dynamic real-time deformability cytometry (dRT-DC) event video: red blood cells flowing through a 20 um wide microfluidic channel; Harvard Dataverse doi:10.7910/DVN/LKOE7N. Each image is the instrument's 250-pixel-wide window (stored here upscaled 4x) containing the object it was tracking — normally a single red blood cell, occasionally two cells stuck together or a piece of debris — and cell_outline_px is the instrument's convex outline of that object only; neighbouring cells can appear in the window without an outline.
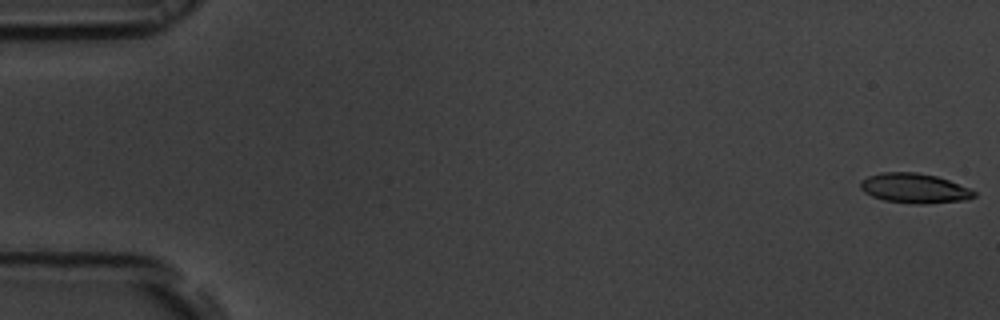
{"species": "common noctule bat (a hibernating species)", "species_latin": "Nyctalus noctula", "temperature_condition": "room temperature", "stored_images_in_passage": 55, "camera_frame_rate_fps": 3000, "um_per_image_px": 0.085, "animal": {"sex": "male", "body_mass_g": 19.5, "forearm_length_mm": 54.6}, "frame": {"image": 1, "passage_image": 1, "time_ms": 0.0, "image_size_px": [1000, 320], "cell_outline_px": [[976, 196], [968, 200], [928, 204], [916, 204], [884, 200], [872, 196], [864, 192], [860, 188], [860, 180], [868, 176], [880, 172], [916, 172], [936, 176], [948, 180], [968, 188], [976, 192]], "centroid_in_image_um": [77.72, 16.0], "position_along_channel_um": 7.3, "area_um2": 19.83}}
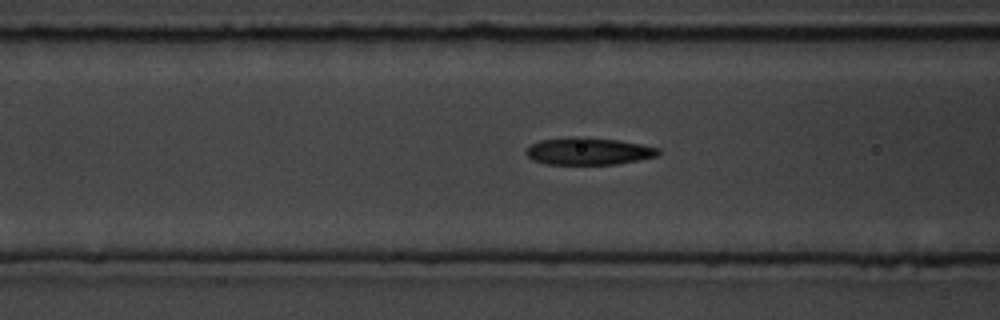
{"frame": {"image": 2, "passage_image": 22, "time_ms": 7.0, "image_size_px": [1000, 320], "cell_outline_px": [[660, 152], [656, 156], [616, 164], [544, 164], [532, 160], [524, 152], [532, 144], [540, 140], [576, 136], [584, 136], [620, 140], [660, 148]], "centroid_in_image_um": [50.0, 12.84], "position_along_channel_um": 116.6, "area_um2": 21.04}}
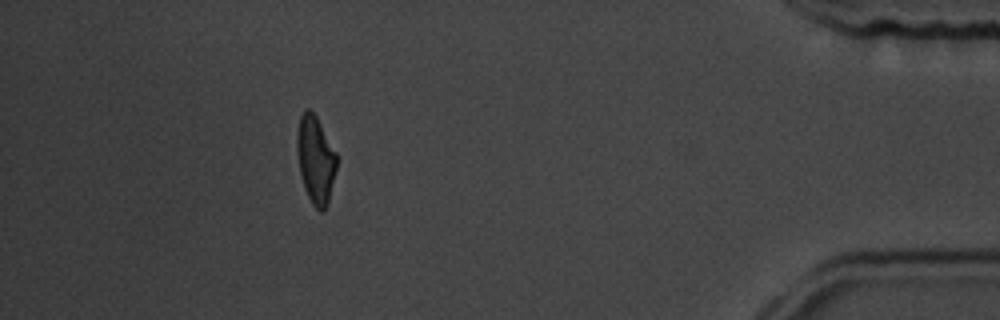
{"frame": {"image": 3, "passage_image": 50, "time_ms": 16.333, "image_size_px": [1000, 320], "cell_outline_px": [[336, 168], [328, 200], [324, 212], [320, 212], [312, 204], [304, 188], [300, 172], [296, 152], [296, 136], [300, 116], [304, 108], [308, 108], [316, 116], [336, 152]], "centroid_in_image_um": [26.79, 13.55], "position_along_channel_um": 408.4, "area_um2": 20.11}, "authors_computed_cell_mechanics": {"area_um2": 20.7502, "velocity_mm_per_s": 3.7057, "shape_relaxation_time_tau1_ms": 4.0103, "shape_relaxation_time_tau2_ms": 2.1252, "deformation_change_tau1": 0.1778, "deformation_change_tau2": 0.109}}